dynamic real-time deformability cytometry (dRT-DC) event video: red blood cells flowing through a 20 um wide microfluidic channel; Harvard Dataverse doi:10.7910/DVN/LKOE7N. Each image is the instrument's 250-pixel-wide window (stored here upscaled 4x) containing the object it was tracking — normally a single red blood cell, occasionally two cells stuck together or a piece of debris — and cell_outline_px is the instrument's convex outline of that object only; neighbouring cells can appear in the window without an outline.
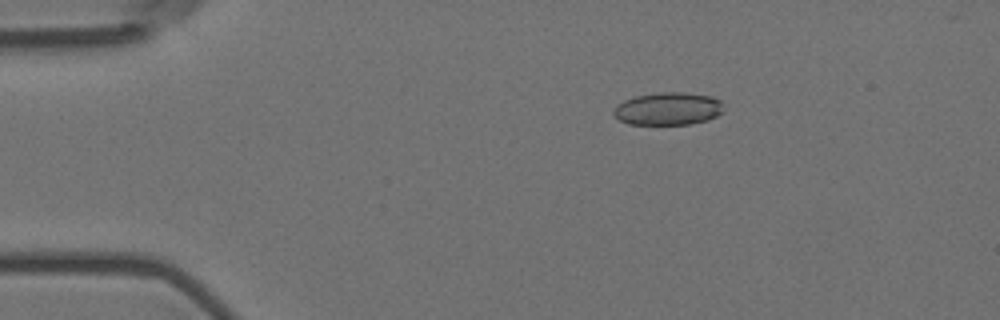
{"species": "Egyptian fruit bat (a non-hibernating species)", "species_latin": "Rousettus aegyptiacus", "temperature_condition": "room temperature", "stored_images_in_passage": 5, "camera_frame_rate_fps": 3000, "um_per_image_px": 0.085, "animal": {"sex": "female"}, "frame": {"image": 1, "passage_image": 3, "time_ms": 0.667, "image_size_px": [1000, 320], "cell_outline_px": [[724, 112], [708, 120], [688, 124], [628, 124], [620, 120], [612, 112], [616, 104], [624, 100], [636, 96], [660, 92], [684, 92], [712, 96], [720, 100]], "centroid_in_image_um": [56.79, 9.23], "position_along_channel_um": 28.2, "area_um2": 21.04}}